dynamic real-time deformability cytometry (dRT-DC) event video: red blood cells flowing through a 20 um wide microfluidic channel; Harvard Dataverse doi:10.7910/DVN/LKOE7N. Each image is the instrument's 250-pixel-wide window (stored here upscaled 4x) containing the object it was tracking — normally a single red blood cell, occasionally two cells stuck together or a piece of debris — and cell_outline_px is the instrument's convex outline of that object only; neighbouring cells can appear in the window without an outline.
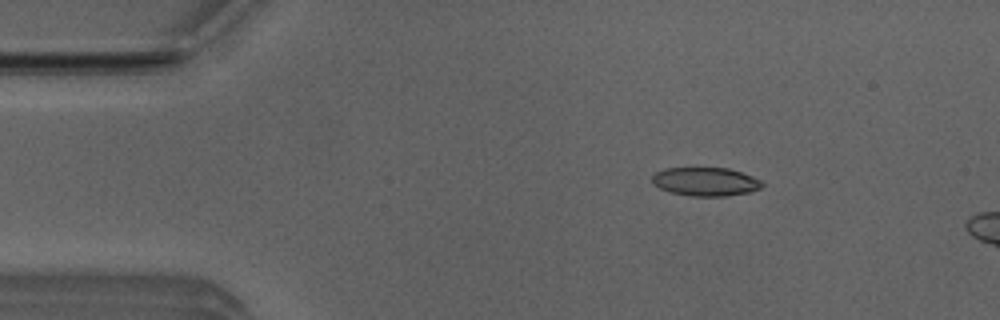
{"species": "Egyptian fruit bat (a non-hibernating species)", "species_latin": "Rousettus aegyptiacus", "temperature_condition": "room temperature", "stored_images_in_passage": 5, "camera_frame_rate_fps": 3000, "um_per_image_px": 0.085, "animal": {"sex": "male"}, "frame": {"image": 1, "passage_image": 3, "time_ms": 0.667, "image_size_px": [1000, 320], "cell_outline_px": [[764, 184], [760, 188], [752, 192], [724, 196], [688, 196], [668, 192], [652, 184], [652, 176], [656, 172], [664, 168], [728, 168], [752, 176], [760, 180]], "centroid_in_image_um": [59.95, 15.45], "position_along_channel_um": 25.1, "area_um2": 18.44}}